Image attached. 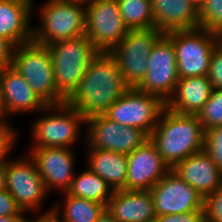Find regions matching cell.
<instances>
[{
    "label": "cell",
    "mask_w": 222,
    "mask_h": 222,
    "mask_svg": "<svg viewBox=\"0 0 222 222\" xmlns=\"http://www.w3.org/2000/svg\"><path fill=\"white\" fill-rule=\"evenodd\" d=\"M59 1L70 4H79L84 7H87L92 2V0H59Z\"/></svg>",
    "instance_id": "obj_40"
},
{
    "label": "cell",
    "mask_w": 222,
    "mask_h": 222,
    "mask_svg": "<svg viewBox=\"0 0 222 222\" xmlns=\"http://www.w3.org/2000/svg\"><path fill=\"white\" fill-rule=\"evenodd\" d=\"M197 116L205 132L222 125V89H212L209 100Z\"/></svg>",
    "instance_id": "obj_28"
},
{
    "label": "cell",
    "mask_w": 222,
    "mask_h": 222,
    "mask_svg": "<svg viewBox=\"0 0 222 222\" xmlns=\"http://www.w3.org/2000/svg\"><path fill=\"white\" fill-rule=\"evenodd\" d=\"M6 190V163L0 164V191Z\"/></svg>",
    "instance_id": "obj_36"
},
{
    "label": "cell",
    "mask_w": 222,
    "mask_h": 222,
    "mask_svg": "<svg viewBox=\"0 0 222 222\" xmlns=\"http://www.w3.org/2000/svg\"><path fill=\"white\" fill-rule=\"evenodd\" d=\"M199 27L222 35V0H204L198 10Z\"/></svg>",
    "instance_id": "obj_27"
},
{
    "label": "cell",
    "mask_w": 222,
    "mask_h": 222,
    "mask_svg": "<svg viewBox=\"0 0 222 222\" xmlns=\"http://www.w3.org/2000/svg\"><path fill=\"white\" fill-rule=\"evenodd\" d=\"M212 89L207 76L179 79L166 107L179 114L197 115L209 100Z\"/></svg>",
    "instance_id": "obj_22"
},
{
    "label": "cell",
    "mask_w": 222,
    "mask_h": 222,
    "mask_svg": "<svg viewBox=\"0 0 222 222\" xmlns=\"http://www.w3.org/2000/svg\"><path fill=\"white\" fill-rule=\"evenodd\" d=\"M6 115L3 109V105H2V100H1V96H0V124H10L9 120L6 119Z\"/></svg>",
    "instance_id": "obj_41"
},
{
    "label": "cell",
    "mask_w": 222,
    "mask_h": 222,
    "mask_svg": "<svg viewBox=\"0 0 222 222\" xmlns=\"http://www.w3.org/2000/svg\"><path fill=\"white\" fill-rule=\"evenodd\" d=\"M62 194L63 203H55L52 212L63 222H96L106 210V206L99 202L71 196L66 192Z\"/></svg>",
    "instance_id": "obj_24"
},
{
    "label": "cell",
    "mask_w": 222,
    "mask_h": 222,
    "mask_svg": "<svg viewBox=\"0 0 222 222\" xmlns=\"http://www.w3.org/2000/svg\"><path fill=\"white\" fill-rule=\"evenodd\" d=\"M165 107L159 96L130 87L104 114L122 126H132L150 135Z\"/></svg>",
    "instance_id": "obj_10"
},
{
    "label": "cell",
    "mask_w": 222,
    "mask_h": 222,
    "mask_svg": "<svg viewBox=\"0 0 222 222\" xmlns=\"http://www.w3.org/2000/svg\"><path fill=\"white\" fill-rule=\"evenodd\" d=\"M47 47L53 62L56 89L67 100L76 90L90 62L99 52L85 34L60 40Z\"/></svg>",
    "instance_id": "obj_4"
},
{
    "label": "cell",
    "mask_w": 222,
    "mask_h": 222,
    "mask_svg": "<svg viewBox=\"0 0 222 222\" xmlns=\"http://www.w3.org/2000/svg\"><path fill=\"white\" fill-rule=\"evenodd\" d=\"M86 166L103 180L113 190H120L125 187L128 162L127 155L104 149L88 148Z\"/></svg>",
    "instance_id": "obj_23"
},
{
    "label": "cell",
    "mask_w": 222,
    "mask_h": 222,
    "mask_svg": "<svg viewBox=\"0 0 222 222\" xmlns=\"http://www.w3.org/2000/svg\"><path fill=\"white\" fill-rule=\"evenodd\" d=\"M74 148L40 147L30 148L29 156L34 160L37 170L50 193L52 190L66 192L77 174ZM75 172V173H74Z\"/></svg>",
    "instance_id": "obj_15"
},
{
    "label": "cell",
    "mask_w": 222,
    "mask_h": 222,
    "mask_svg": "<svg viewBox=\"0 0 222 222\" xmlns=\"http://www.w3.org/2000/svg\"><path fill=\"white\" fill-rule=\"evenodd\" d=\"M6 190L14 197L17 205L34 216L42 209V203L49 194L34 160L26 154L19 159L6 162Z\"/></svg>",
    "instance_id": "obj_9"
},
{
    "label": "cell",
    "mask_w": 222,
    "mask_h": 222,
    "mask_svg": "<svg viewBox=\"0 0 222 222\" xmlns=\"http://www.w3.org/2000/svg\"><path fill=\"white\" fill-rule=\"evenodd\" d=\"M155 222H204V211H191L157 216Z\"/></svg>",
    "instance_id": "obj_34"
},
{
    "label": "cell",
    "mask_w": 222,
    "mask_h": 222,
    "mask_svg": "<svg viewBox=\"0 0 222 222\" xmlns=\"http://www.w3.org/2000/svg\"><path fill=\"white\" fill-rule=\"evenodd\" d=\"M205 133L197 115L179 114L165 107L149 138L172 169L189 155L204 150Z\"/></svg>",
    "instance_id": "obj_2"
},
{
    "label": "cell",
    "mask_w": 222,
    "mask_h": 222,
    "mask_svg": "<svg viewBox=\"0 0 222 222\" xmlns=\"http://www.w3.org/2000/svg\"><path fill=\"white\" fill-rule=\"evenodd\" d=\"M120 14L128 29L155 27L151 11V0H117Z\"/></svg>",
    "instance_id": "obj_26"
},
{
    "label": "cell",
    "mask_w": 222,
    "mask_h": 222,
    "mask_svg": "<svg viewBox=\"0 0 222 222\" xmlns=\"http://www.w3.org/2000/svg\"><path fill=\"white\" fill-rule=\"evenodd\" d=\"M85 167L81 173L75 174L66 193L71 196L99 202L106 206L114 190L100 176L92 172L87 166Z\"/></svg>",
    "instance_id": "obj_25"
},
{
    "label": "cell",
    "mask_w": 222,
    "mask_h": 222,
    "mask_svg": "<svg viewBox=\"0 0 222 222\" xmlns=\"http://www.w3.org/2000/svg\"><path fill=\"white\" fill-rule=\"evenodd\" d=\"M25 213L7 190L0 191V216H25Z\"/></svg>",
    "instance_id": "obj_33"
},
{
    "label": "cell",
    "mask_w": 222,
    "mask_h": 222,
    "mask_svg": "<svg viewBox=\"0 0 222 222\" xmlns=\"http://www.w3.org/2000/svg\"><path fill=\"white\" fill-rule=\"evenodd\" d=\"M129 88L115 58L99 52L66 103L88 118L104 114Z\"/></svg>",
    "instance_id": "obj_1"
},
{
    "label": "cell",
    "mask_w": 222,
    "mask_h": 222,
    "mask_svg": "<svg viewBox=\"0 0 222 222\" xmlns=\"http://www.w3.org/2000/svg\"><path fill=\"white\" fill-rule=\"evenodd\" d=\"M87 148L104 149L116 153L130 154L140 147L149 135L132 126H122L105 114L86 118Z\"/></svg>",
    "instance_id": "obj_13"
},
{
    "label": "cell",
    "mask_w": 222,
    "mask_h": 222,
    "mask_svg": "<svg viewBox=\"0 0 222 222\" xmlns=\"http://www.w3.org/2000/svg\"><path fill=\"white\" fill-rule=\"evenodd\" d=\"M14 45L7 39L0 37V64L5 68L12 64Z\"/></svg>",
    "instance_id": "obj_35"
},
{
    "label": "cell",
    "mask_w": 222,
    "mask_h": 222,
    "mask_svg": "<svg viewBox=\"0 0 222 222\" xmlns=\"http://www.w3.org/2000/svg\"><path fill=\"white\" fill-rule=\"evenodd\" d=\"M42 111L46 114L31 124L30 136L35 141L30 144L31 148H73L81 135V127L86 126V118L67 103L47 105Z\"/></svg>",
    "instance_id": "obj_5"
},
{
    "label": "cell",
    "mask_w": 222,
    "mask_h": 222,
    "mask_svg": "<svg viewBox=\"0 0 222 222\" xmlns=\"http://www.w3.org/2000/svg\"><path fill=\"white\" fill-rule=\"evenodd\" d=\"M48 222H63L52 211H48Z\"/></svg>",
    "instance_id": "obj_42"
},
{
    "label": "cell",
    "mask_w": 222,
    "mask_h": 222,
    "mask_svg": "<svg viewBox=\"0 0 222 222\" xmlns=\"http://www.w3.org/2000/svg\"><path fill=\"white\" fill-rule=\"evenodd\" d=\"M204 150L222 171V125L206 131Z\"/></svg>",
    "instance_id": "obj_29"
},
{
    "label": "cell",
    "mask_w": 222,
    "mask_h": 222,
    "mask_svg": "<svg viewBox=\"0 0 222 222\" xmlns=\"http://www.w3.org/2000/svg\"><path fill=\"white\" fill-rule=\"evenodd\" d=\"M129 32L117 0H92L86 7V33L98 52L110 53Z\"/></svg>",
    "instance_id": "obj_11"
},
{
    "label": "cell",
    "mask_w": 222,
    "mask_h": 222,
    "mask_svg": "<svg viewBox=\"0 0 222 222\" xmlns=\"http://www.w3.org/2000/svg\"><path fill=\"white\" fill-rule=\"evenodd\" d=\"M0 96L7 118L21 113H40L46 107L24 77L11 66L2 72Z\"/></svg>",
    "instance_id": "obj_17"
},
{
    "label": "cell",
    "mask_w": 222,
    "mask_h": 222,
    "mask_svg": "<svg viewBox=\"0 0 222 222\" xmlns=\"http://www.w3.org/2000/svg\"><path fill=\"white\" fill-rule=\"evenodd\" d=\"M3 70H4V67L0 64V80H1V75H2Z\"/></svg>",
    "instance_id": "obj_44"
},
{
    "label": "cell",
    "mask_w": 222,
    "mask_h": 222,
    "mask_svg": "<svg viewBox=\"0 0 222 222\" xmlns=\"http://www.w3.org/2000/svg\"><path fill=\"white\" fill-rule=\"evenodd\" d=\"M127 162L128 174L124 190H151L171 170L150 138L127 154Z\"/></svg>",
    "instance_id": "obj_16"
},
{
    "label": "cell",
    "mask_w": 222,
    "mask_h": 222,
    "mask_svg": "<svg viewBox=\"0 0 222 222\" xmlns=\"http://www.w3.org/2000/svg\"><path fill=\"white\" fill-rule=\"evenodd\" d=\"M11 67L24 77L46 106L66 103L56 89L53 62L47 46L34 41L15 46Z\"/></svg>",
    "instance_id": "obj_3"
},
{
    "label": "cell",
    "mask_w": 222,
    "mask_h": 222,
    "mask_svg": "<svg viewBox=\"0 0 222 222\" xmlns=\"http://www.w3.org/2000/svg\"><path fill=\"white\" fill-rule=\"evenodd\" d=\"M148 68L138 90L159 96L165 103L173 95L179 75L172 40L162 34L148 56Z\"/></svg>",
    "instance_id": "obj_12"
},
{
    "label": "cell",
    "mask_w": 222,
    "mask_h": 222,
    "mask_svg": "<svg viewBox=\"0 0 222 222\" xmlns=\"http://www.w3.org/2000/svg\"><path fill=\"white\" fill-rule=\"evenodd\" d=\"M162 34L156 27L129 29L126 36L110 52L130 87L136 88L144 79L148 68V56Z\"/></svg>",
    "instance_id": "obj_8"
},
{
    "label": "cell",
    "mask_w": 222,
    "mask_h": 222,
    "mask_svg": "<svg viewBox=\"0 0 222 222\" xmlns=\"http://www.w3.org/2000/svg\"><path fill=\"white\" fill-rule=\"evenodd\" d=\"M150 191L157 216L204 211V197L172 169Z\"/></svg>",
    "instance_id": "obj_14"
},
{
    "label": "cell",
    "mask_w": 222,
    "mask_h": 222,
    "mask_svg": "<svg viewBox=\"0 0 222 222\" xmlns=\"http://www.w3.org/2000/svg\"><path fill=\"white\" fill-rule=\"evenodd\" d=\"M11 124H0V164L6 163L9 159L10 152L16 145L19 135Z\"/></svg>",
    "instance_id": "obj_31"
},
{
    "label": "cell",
    "mask_w": 222,
    "mask_h": 222,
    "mask_svg": "<svg viewBox=\"0 0 222 222\" xmlns=\"http://www.w3.org/2000/svg\"><path fill=\"white\" fill-rule=\"evenodd\" d=\"M33 0H0V37L14 46L33 41Z\"/></svg>",
    "instance_id": "obj_20"
},
{
    "label": "cell",
    "mask_w": 222,
    "mask_h": 222,
    "mask_svg": "<svg viewBox=\"0 0 222 222\" xmlns=\"http://www.w3.org/2000/svg\"><path fill=\"white\" fill-rule=\"evenodd\" d=\"M207 77L213 89H222V47L220 45L214 49Z\"/></svg>",
    "instance_id": "obj_32"
},
{
    "label": "cell",
    "mask_w": 222,
    "mask_h": 222,
    "mask_svg": "<svg viewBox=\"0 0 222 222\" xmlns=\"http://www.w3.org/2000/svg\"><path fill=\"white\" fill-rule=\"evenodd\" d=\"M203 210L204 221L222 222V187L204 197Z\"/></svg>",
    "instance_id": "obj_30"
},
{
    "label": "cell",
    "mask_w": 222,
    "mask_h": 222,
    "mask_svg": "<svg viewBox=\"0 0 222 222\" xmlns=\"http://www.w3.org/2000/svg\"><path fill=\"white\" fill-rule=\"evenodd\" d=\"M26 216H0V222H26Z\"/></svg>",
    "instance_id": "obj_37"
},
{
    "label": "cell",
    "mask_w": 222,
    "mask_h": 222,
    "mask_svg": "<svg viewBox=\"0 0 222 222\" xmlns=\"http://www.w3.org/2000/svg\"><path fill=\"white\" fill-rule=\"evenodd\" d=\"M172 170L203 197L222 187V171L205 150L189 155Z\"/></svg>",
    "instance_id": "obj_18"
},
{
    "label": "cell",
    "mask_w": 222,
    "mask_h": 222,
    "mask_svg": "<svg viewBox=\"0 0 222 222\" xmlns=\"http://www.w3.org/2000/svg\"><path fill=\"white\" fill-rule=\"evenodd\" d=\"M175 47L179 78L207 76L219 36L202 28L166 34Z\"/></svg>",
    "instance_id": "obj_7"
},
{
    "label": "cell",
    "mask_w": 222,
    "mask_h": 222,
    "mask_svg": "<svg viewBox=\"0 0 222 222\" xmlns=\"http://www.w3.org/2000/svg\"><path fill=\"white\" fill-rule=\"evenodd\" d=\"M219 45L222 47V35L219 36Z\"/></svg>",
    "instance_id": "obj_45"
},
{
    "label": "cell",
    "mask_w": 222,
    "mask_h": 222,
    "mask_svg": "<svg viewBox=\"0 0 222 222\" xmlns=\"http://www.w3.org/2000/svg\"><path fill=\"white\" fill-rule=\"evenodd\" d=\"M48 209L44 214L41 212V215L39 214L38 217L35 216L36 219L31 220V218H29V219H27L26 222H48V211H52L53 208H48Z\"/></svg>",
    "instance_id": "obj_38"
},
{
    "label": "cell",
    "mask_w": 222,
    "mask_h": 222,
    "mask_svg": "<svg viewBox=\"0 0 222 222\" xmlns=\"http://www.w3.org/2000/svg\"><path fill=\"white\" fill-rule=\"evenodd\" d=\"M151 11L163 34L199 28L198 10L187 0H151Z\"/></svg>",
    "instance_id": "obj_21"
},
{
    "label": "cell",
    "mask_w": 222,
    "mask_h": 222,
    "mask_svg": "<svg viewBox=\"0 0 222 222\" xmlns=\"http://www.w3.org/2000/svg\"><path fill=\"white\" fill-rule=\"evenodd\" d=\"M106 210L117 222H155L157 217L150 190H114Z\"/></svg>",
    "instance_id": "obj_19"
},
{
    "label": "cell",
    "mask_w": 222,
    "mask_h": 222,
    "mask_svg": "<svg viewBox=\"0 0 222 222\" xmlns=\"http://www.w3.org/2000/svg\"><path fill=\"white\" fill-rule=\"evenodd\" d=\"M40 25L33 26V41L50 45L86 33V7L79 4L47 0L39 7Z\"/></svg>",
    "instance_id": "obj_6"
},
{
    "label": "cell",
    "mask_w": 222,
    "mask_h": 222,
    "mask_svg": "<svg viewBox=\"0 0 222 222\" xmlns=\"http://www.w3.org/2000/svg\"><path fill=\"white\" fill-rule=\"evenodd\" d=\"M96 222H117L108 212L105 210Z\"/></svg>",
    "instance_id": "obj_39"
},
{
    "label": "cell",
    "mask_w": 222,
    "mask_h": 222,
    "mask_svg": "<svg viewBox=\"0 0 222 222\" xmlns=\"http://www.w3.org/2000/svg\"><path fill=\"white\" fill-rule=\"evenodd\" d=\"M187 2H189L193 7L199 10L204 0H187Z\"/></svg>",
    "instance_id": "obj_43"
}]
</instances>
